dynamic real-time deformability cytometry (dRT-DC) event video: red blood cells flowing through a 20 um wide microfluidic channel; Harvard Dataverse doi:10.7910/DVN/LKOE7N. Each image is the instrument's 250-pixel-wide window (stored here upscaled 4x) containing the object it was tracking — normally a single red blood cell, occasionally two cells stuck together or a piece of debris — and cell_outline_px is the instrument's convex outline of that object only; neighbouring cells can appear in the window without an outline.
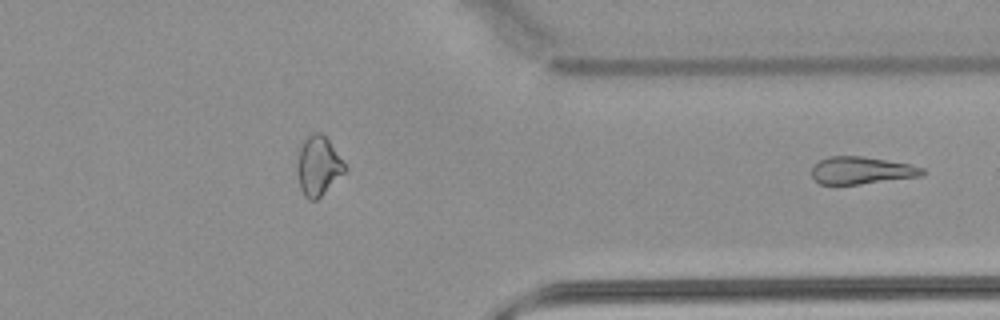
{"species": "common noctule bat (a hibernating species)", "species_latin": "Nyctalus noctula", "temperature_condition": "warm", "stored_images_in_passage": 37, "segment_of_instrument_passage": [2, 2], "camera_frame_rate_fps": 3000, "um_per_image_px": 0.085, "animal": {"sex": "male", "body_mass_g": 21.5, "forearm_length_mm": 52.0}, "frame": {"image": 1, "passage_image": 37, "time_ms": 12.0, "image_size_px": [1000, 320], "cell_outline_px": [[924, 172], [920, 176], [860, 184], [820, 184], [812, 176], [812, 168], [820, 160], [828, 156], [864, 156], [912, 164], [924, 168]], "centroid_in_image_um": [73.24, 14.47], "position_along_channel_um": 338.2, "area_um2": 17.57}}